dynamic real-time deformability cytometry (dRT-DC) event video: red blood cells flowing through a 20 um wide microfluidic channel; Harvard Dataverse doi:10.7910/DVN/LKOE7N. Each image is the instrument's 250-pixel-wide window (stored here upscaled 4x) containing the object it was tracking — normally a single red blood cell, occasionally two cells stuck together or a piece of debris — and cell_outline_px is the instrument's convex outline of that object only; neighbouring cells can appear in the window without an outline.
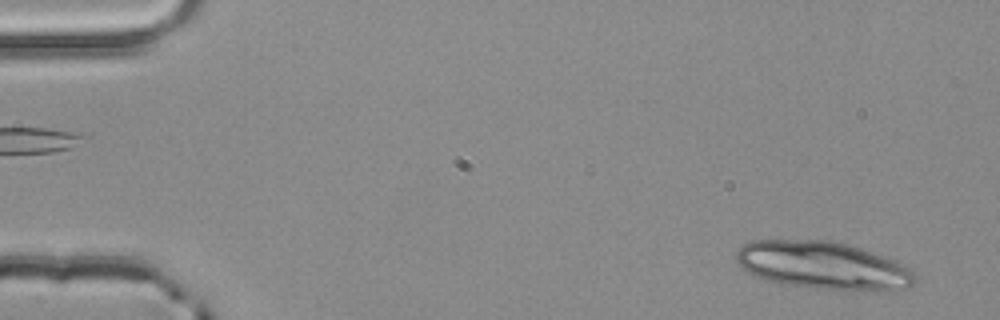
{"species": "common noctule bat (a hibernating species)", "species_latin": "Nyctalus noctula", "temperature_condition": "room temperature", "stored_images_in_passage": 2, "camera_frame_rate_fps": 3000, "um_per_image_px": 0.085, "animal": {"sex": "male", "body_mass_g": 20.4}, "frame": {"image": 1, "passage_image": 2, "time_ms": 0.333, "image_size_px": [1000, 320], "cell_outline_px": [[916, 280], [908, 288], [852, 292], [844, 292], [780, 284], [764, 280], [740, 268], [736, 260], [736, 252], [748, 240], [832, 240], [848, 244], [884, 256], [904, 264], [916, 276]], "centroid_in_image_um": [69.93, 22.59], "position_along_channel_um": 15.1, "area_um2": 50.58}}